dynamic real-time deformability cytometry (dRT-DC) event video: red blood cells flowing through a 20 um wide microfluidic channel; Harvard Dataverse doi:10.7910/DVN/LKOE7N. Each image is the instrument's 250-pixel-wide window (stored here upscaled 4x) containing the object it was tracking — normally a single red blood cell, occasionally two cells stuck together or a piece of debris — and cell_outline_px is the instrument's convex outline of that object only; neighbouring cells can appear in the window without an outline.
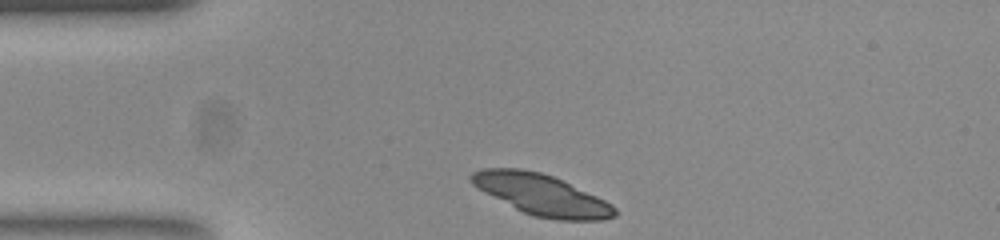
{"species": "common noctule bat (a hibernating species)", "species_latin": "Nyctalus noctula", "temperature_condition": "room temperature", "stored_images_in_passage": 33, "camera_frame_rate_fps": 3000, "um_per_image_px": 0.085, "animal": {"sex": "female", "body_mass_g": 23.0, "forearm_length_mm": 53.4}, "frame": {"image": 1, "passage_image": 1, "time_ms": 0.0, "image_size_px": [1000, 240], "cell_outline_px": [[616, 216], [604, 220], [556, 220], [532, 216], [484, 192], [472, 184], [468, 180], [468, 176], [472, 172], [480, 168], [520, 168], [540, 172], [552, 176], [596, 196], [612, 204], [616, 208]], "centroid_in_image_um": [46.0, 16.55], "position_along_channel_um": 39.0, "area_um2": 34.04}}